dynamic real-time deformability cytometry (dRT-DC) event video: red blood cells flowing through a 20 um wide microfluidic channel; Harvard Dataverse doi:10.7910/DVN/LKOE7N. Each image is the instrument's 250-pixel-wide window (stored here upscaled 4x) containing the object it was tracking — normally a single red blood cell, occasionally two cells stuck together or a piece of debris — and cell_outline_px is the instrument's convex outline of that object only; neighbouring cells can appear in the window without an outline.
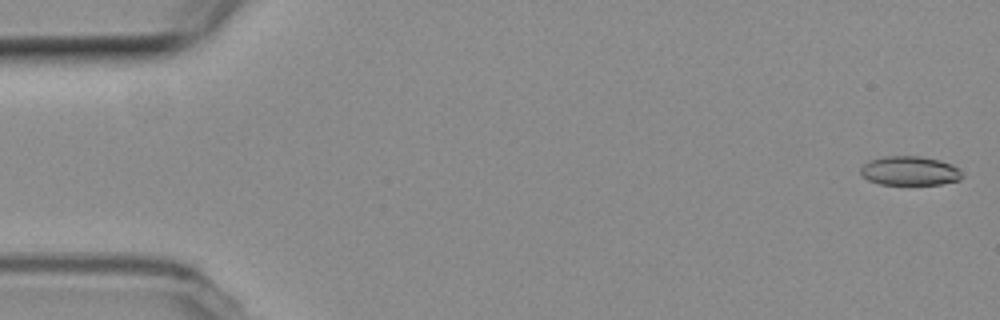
{"species": "common noctule bat (a hibernating species)", "species_latin": "Nyctalus noctula", "temperature_condition": "room temperature", "stored_images_in_passage": 54, "camera_frame_rate_fps": 3000, "um_per_image_px": 0.085, "animal": {"sex": "female", "body_mass_g": 19.3, "forearm_length_mm": 54.1}, "frame": {"image": 1, "passage_image": 1, "time_ms": 0.0, "image_size_px": [1000, 320], "cell_outline_px": [[964, 176], [960, 180], [940, 184], [880, 184], [868, 180], [860, 172], [860, 168], [864, 164], [872, 160], [884, 156], [916, 156], [940, 160], [952, 164], [960, 168], [964, 172]], "centroid_in_image_um": [77.39, 14.52], "position_along_channel_um": 7.6, "area_um2": 17.28}}
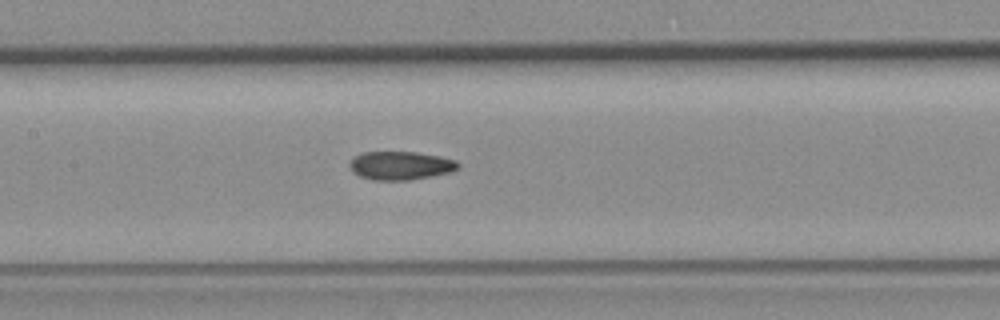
{"frame": {"image": 2, "passage_image": 25, "time_ms": 8.0, "image_size_px": [1000, 320], "cell_outline_px": [[460, 168], [448, 172], [408, 180], [372, 180], [360, 176], [348, 164], [360, 152], [416, 152], [440, 156], [456, 160], [460, 164]], "centroid_in_image_um": [34.07, 14.06], "position_along_channel_um": 173.3, "area_um2": 17.74}}
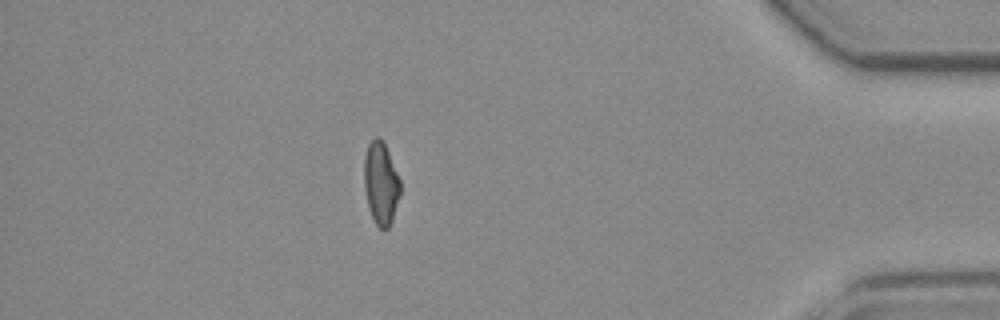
{"frame": {"image": 3, "passage_image": 47, "time_ms": 15.333, "image_size_px": [1000, 320], "cell_outline_px": [[400, 196], [392, 220], [388, 228], [380, 228], [376, 224], [372, 216], [368, 204], [364, 188], [364, 156], [368, 144], [376, 136], [380, 136], [388, 152], [400, 180]], "centroid_in_image_um": [32.37, 15.56], "position_along_channel_um": 402.8, "area_um2": 17.22}, "authors_computed_cell_mechanics": {"area_um2": 17.8313, "velocity_mm_per_s": 3.7969, "shape_relaxation_time_tau1_ms": null, "shape_relaxation_time_tau2_ms": 2.2874, "deformation_change_tau1": null, "deformation_change_tau2": 0.0913}}